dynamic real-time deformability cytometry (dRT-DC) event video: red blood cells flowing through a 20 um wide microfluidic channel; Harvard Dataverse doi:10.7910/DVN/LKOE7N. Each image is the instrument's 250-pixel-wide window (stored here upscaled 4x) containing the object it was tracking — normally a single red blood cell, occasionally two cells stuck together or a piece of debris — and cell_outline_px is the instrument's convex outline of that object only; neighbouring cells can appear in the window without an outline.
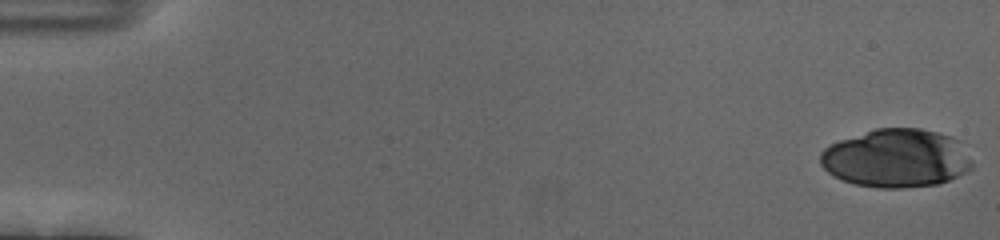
{"species": "human", "species_latin": "Homo sapiens", "temperature_condition": "cold", "stored_images_in_passage": 26, "camera_frame_rate_fps": 3000, "um_per_image_px": 0.085, "donor": {"sex": "female"}, "frame": {"image": 1, "passage_image": 1, "time_ms": 0.0, "image_size_px": [1000, 240], "cell_outline_px": [[972, 168], [968, 172], [948, 180], [936, 184], [900, 188], [880, 188], [856, 184], [832, 176], [820, 164], [820, 152], [824, 148], [840, 140], [876, 128], [920, 128], [952, 136], [960, 140], [972, 164]], "centroid_in_image_um": [76.19, 13.45], "position_along_channel_um": 8.8, "area_um2": 51.67}}
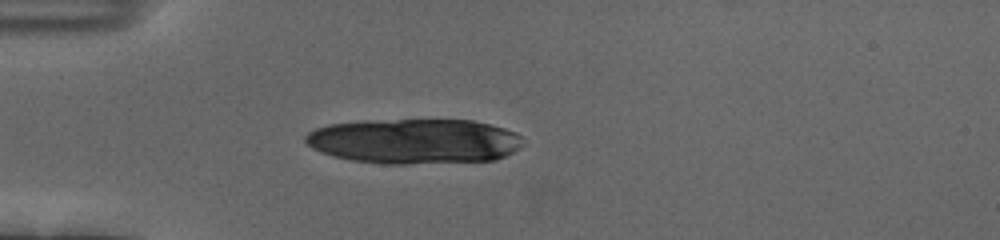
{"frame": {"image": 2, "passage_image": 16, "time_ms": 5.0, "image_size_px": [1000, 240], "cell_outline_px": [[524, 144], [520, 148], [496, 160], [408, 164], [384, 164], [352, 160], [332, 156], [320, 152], [312, 148], [304, 140], [304, 136], [308, 132], [316, 128], [328, 124], [364, 120], [472, 120], [504, 128], [516, 132], [520, 136]], "centroid_in_image_um": [35.2, 12.0], "position_along_channel_um": 49.8, "area_um2": 57.45}}